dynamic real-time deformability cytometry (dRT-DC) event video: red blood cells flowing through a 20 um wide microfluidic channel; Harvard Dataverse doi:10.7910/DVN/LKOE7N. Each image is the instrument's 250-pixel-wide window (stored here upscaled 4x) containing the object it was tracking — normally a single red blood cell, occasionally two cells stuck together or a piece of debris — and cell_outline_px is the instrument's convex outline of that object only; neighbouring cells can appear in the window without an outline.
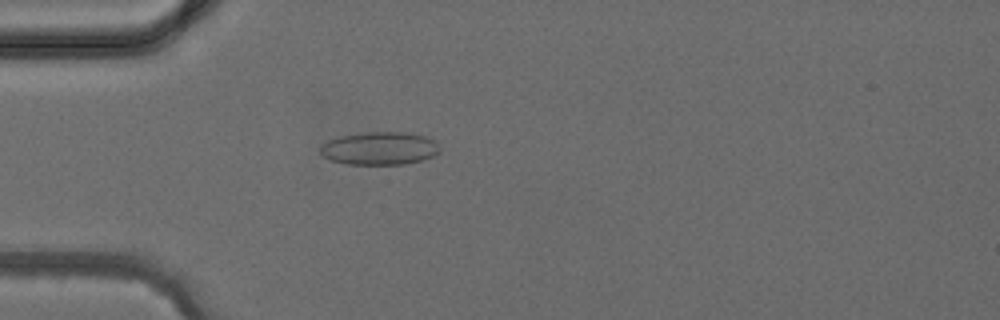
{"species": "common noctule bat (a hibernating species)", "species_latin": "Nyctalus noctula", "temperature_condition": "cold", "stored_images_in_passage": 3, "camera_frame_rate_fps": 3000, "um_per_image_px": 0.085, "animal": {"sex": "female", "body_mass_g": 24.6, "forearm_length_mm": 56.2}, "frame": {"image": 1, "passage_image": 3, "time_ms": 3.333, "image_size_px": [1000, 320], "cell_outline_px": [[440, 152], [432, 156], [420, 160], [404, 164], [348, 164], [332, 160], [324, 156], [320, 152], [320, 144], [328, 140], [340, 136], [368, 132], [404, 132], [424, 136], [432, 140], [440, 148]], "centroid_in_image_um": [32.23, 12.61], "position_along_channel_um": 52.8, "area_um2": 22.72}}